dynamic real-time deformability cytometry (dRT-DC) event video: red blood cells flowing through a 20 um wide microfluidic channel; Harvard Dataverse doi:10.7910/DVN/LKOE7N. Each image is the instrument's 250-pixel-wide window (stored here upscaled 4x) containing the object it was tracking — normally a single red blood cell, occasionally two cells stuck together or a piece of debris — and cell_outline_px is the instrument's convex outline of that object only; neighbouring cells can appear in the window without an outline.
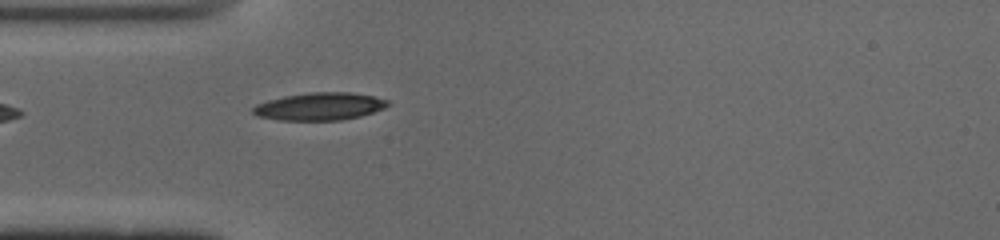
{"species": "common noctule bat (a hibernating species)", "species_latin": "Nyctalus noctula", "temperature_condition": "cold", "stored_images_in_passage": 16, "camera_frame_rate_fps": 3000, "um_per_image_px": 0.085, "animal": {"sex": "male", "body_mass_g": 19.0, "forearm_length_mm": 50.8}, "frame": {"image": 1, "passage_image": 1, "time_ms": 0.0, "image_size_px": [1000, 240], "cell_outline_px": [[392, 104], [384, 108], [360, 116], [340, 120], [280, 120], [256, 116], [252, 112], [252, 108], [256, 104], [268, 100], [284, 96], [308, 92], [348, 92], [372, 96], [388, 100]], "centroid_in_image_um": [27.15, 9.04], "position_along_channel_um": 57.8, "area_um2": 21.68}}
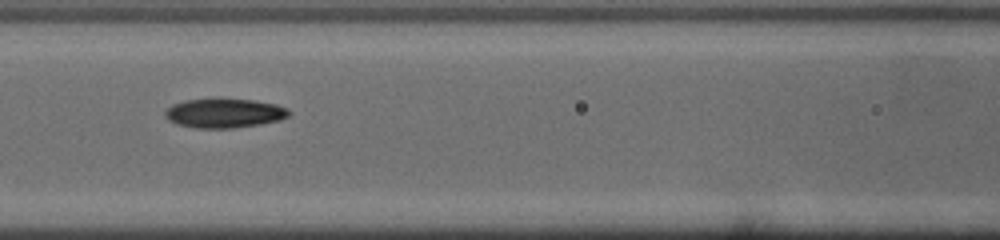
{"frame": {"image": 2, "passage_image": 8, "time_ms": 2.333, "image_size_px": [1000, 240], "cell_outline_px": [[292, 112], [288, 116], [280, 120], [260, 124], [228, 128], [196, 128], [180, 124], [168, 120], [164, 116], [164, 112], [172, 104], [184, 100], [216, 96], [220, 96], [252, 100], [276, 104], [288, 108]], "centroid_in_image_um": [19.06, 9.57], "position_along_channel_um": 147.5, "area_um2": 21.79}}
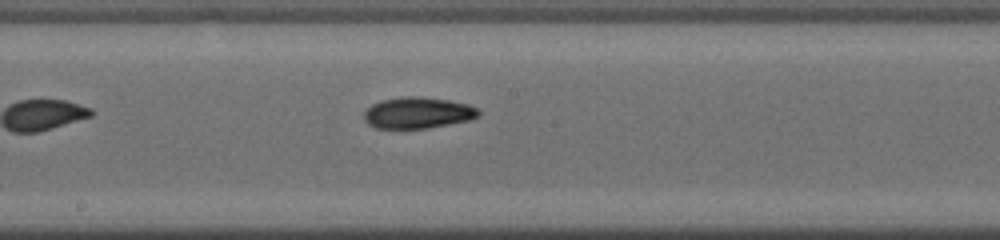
{"frame": {"image": 3, "passage_image": 13, "time_ms": 4.0, "image_size_px": [1000, 240], "cell_outline_px": [[480, 116], [468, 120], [428, 128], [376, 128], [368, 124], [364, 120], [364, 112], [372, 104], [380, 100], [400, 96], [420, 96], [448, 100], [468, 104], [476, 108], [480, 112]], "centroid_in_image_um": [35.49, 9.58], "position_along_channel_um": 212.7, "area_um2": 20.92}}